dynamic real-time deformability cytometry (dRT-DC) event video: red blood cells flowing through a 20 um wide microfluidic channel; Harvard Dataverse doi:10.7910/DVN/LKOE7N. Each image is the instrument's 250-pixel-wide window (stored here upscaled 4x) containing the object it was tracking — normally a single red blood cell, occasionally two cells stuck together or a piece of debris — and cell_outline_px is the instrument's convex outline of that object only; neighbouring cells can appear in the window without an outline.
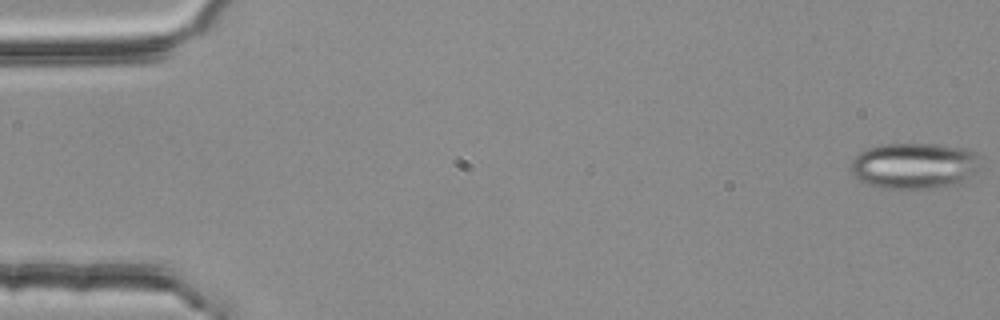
{"species": "common noctule bat (a hibernating species)", "species_latin": "Nyctalus noctula", "temperature_condition": "room temperature", "stored_images_in_passage": 55, "segment_of_instrument_passage": [1, 2], "camera_frame_rate_fps": 3000, "um_per_image_px": 0.085, "animal": {"sex": "female", "body_mass_g": 25.1}, "frame": {"image": 1, "passage_image": 1, "time_ms": 0.0, "image_size_px": [1000, 320], "cell_outline_px": [[980, 168], [964, 184], [928, 188], [880, 188], [864, 184], [852, 172], [852, 160], [860, 152], [868, 148], [880, 144], [936, 144], [960, 148], [976, 152]], "centroid_in_image_um": [77.75, 14.1], "position_along_channel_um": 7.3, "area_um2": 34.97}}